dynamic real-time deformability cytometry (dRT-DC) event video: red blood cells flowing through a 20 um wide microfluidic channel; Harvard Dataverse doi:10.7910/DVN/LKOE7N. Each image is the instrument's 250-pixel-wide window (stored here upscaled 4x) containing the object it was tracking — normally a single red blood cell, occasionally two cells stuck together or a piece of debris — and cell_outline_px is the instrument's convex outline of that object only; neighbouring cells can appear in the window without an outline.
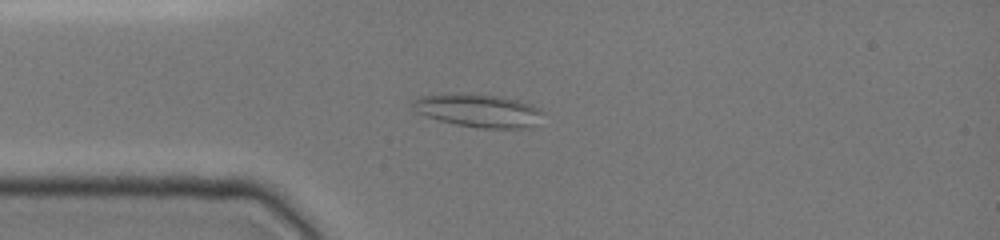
{"species": "common noctule bat (a hibernating species)", "species_latin": "Nyctalus noctula", "temperature_condition": "cold", "stored_images_in_passage": 41, "camera_frame_rate_fps": 3000, "um_per_image_px": 0.085, "animal": {"sex": "female", "body_mass_g": 19.0, "forearm_length_mm": 51.5}, "frame": {"image": 1, "passage_image": 3, "time_ms": 0.667, "image_size_px": [1000, 240], "cell_outline_px": [[544, 112], [528, 128], [476, 128], [456, 124], [440, 120], [416, 112], [412, 108], [412, 100], [420, 96], [460, 92], [500, 96], [532, 104], [540, 108]], "centroid_in_image_um": [40.62, 9.37], "position_along_channel_um": 44.4, "area_um2": 25.14}}
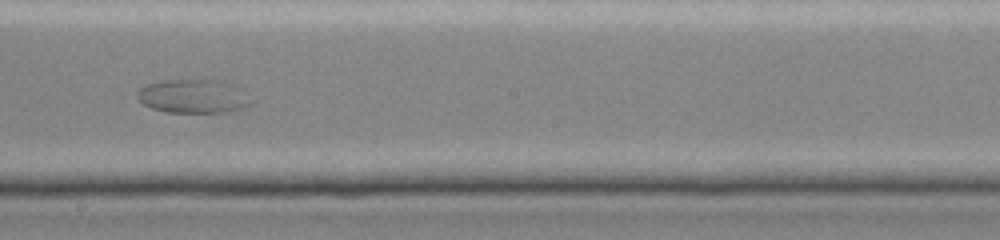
{"frame": {"image": 2, "passage_image": 19, "time_ms": 6.0, "image_size_px": [1000, 240], "cell_outline_px": [[256, 100], [252, 104], [244, 108], [228, 112], [168, 112], [152, 108], [144, 104], [136, 96], [136, 92], [144, 84], [164, 80], [220, 80], [232, 84]], "centroid_in_image_um": [16.47, 8.18], "position_along_channel_um": 231.7, "area_um2": 22.6}}
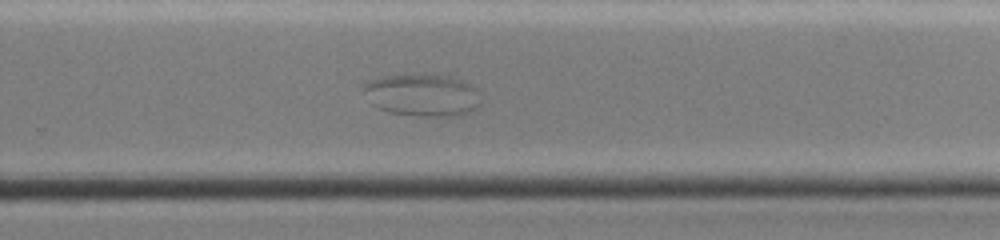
{"frame": {"image": 3, "passage_image": 24, "time_ms": 7.667, "image_size_px": [1000, 240], "cell_outline_px": [[480, 104], [476, 108], [468, 112], [452, 116], [424, 116], [388, 112], [376, 108], [372, 104], [364, 92], [364, 84], [368, 80], [384, 76], [448, 76], [460, 80], [476, 88]], "centroid_in_image_um": [35.87, 8.11], "position_along_channel_um": 293.9, "area_um2": 28.21}}